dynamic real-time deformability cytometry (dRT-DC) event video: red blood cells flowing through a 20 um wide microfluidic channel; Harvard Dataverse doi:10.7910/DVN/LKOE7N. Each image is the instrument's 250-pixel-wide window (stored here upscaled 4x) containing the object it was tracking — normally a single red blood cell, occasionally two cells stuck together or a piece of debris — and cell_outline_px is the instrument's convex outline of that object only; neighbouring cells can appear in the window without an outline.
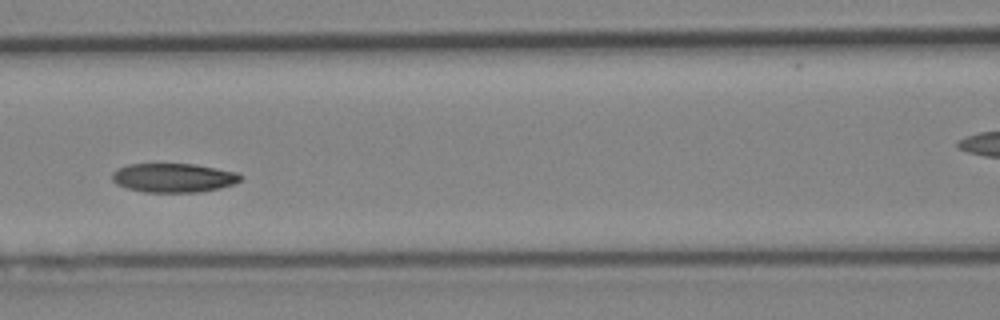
{"species": "Egyptian fruit bat (a non-hibernating species)", "species_latin": "Rousettus aegyptiacus", "temperature_condition": "cold", "stored_images_in_passage": 6, "segment_of_instrument_passage": [1, 2], "camera_frame_rate_fps": 3000, "um_per_image_px": 0.085, "animal": {"sex": "female"}, "frame": {"image": 1, "passage_image": 5, "time_ms": 5.333, "image_size_px": [1000, 320], "cell_outline_px": [[244, 176], [240, 180], [232, 184], [220, 188], [200, 192], [144, 192], [124, 188], [116, 184], [112, 180], [112, 172], [116, 168], [128, 164], [196, 164], [236, 172]], "centroid_in_image_um": [14.71, 15.11], "position_along_channel_um": 151.9, "area_um2": 21.91}}